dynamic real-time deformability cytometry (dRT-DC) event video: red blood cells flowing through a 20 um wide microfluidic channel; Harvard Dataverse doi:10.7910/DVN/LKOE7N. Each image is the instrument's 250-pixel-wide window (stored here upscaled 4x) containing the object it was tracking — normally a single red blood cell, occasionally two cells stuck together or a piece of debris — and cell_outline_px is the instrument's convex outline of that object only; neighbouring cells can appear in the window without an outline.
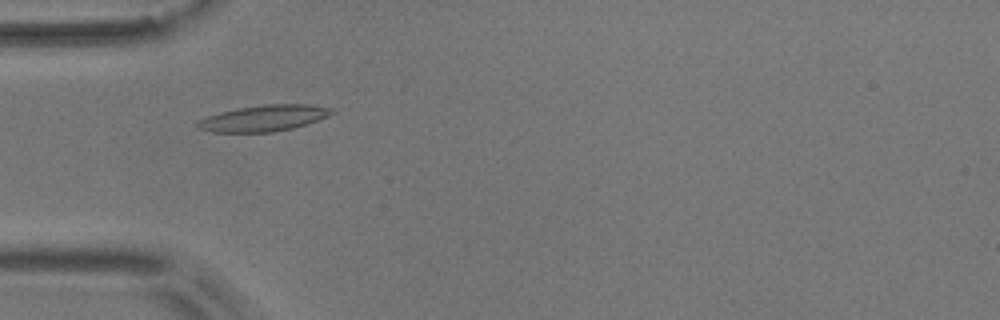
{"species": "common noctule bat (a hibernating species)", "species_latin": "Nyctalus noctula", "temperature_condition": "room temperature", "stored_images_in_passage": 43, "camera_frame_rate_fps": 3000, "um_per_image_px": 0.085, "animal": {"sex": "male", "body_mass_g": 17.9}, "frame": {"image": 1, "passage_image": 5, "time_ms": 1.333, "image_size_px": [1000, 320], "cell_outline_px": [[336, 112], [328, 116], [292, 128], [272, 132], [212, 132], [196, 128], [196, 120], [220, 112], [240, 108], [264, 104], [308, 104], [332, 108]], "centroid_in_image_um": [22.39, 10.04], "position_along_channel_um": 62.6, "area_um2": 20.35}}
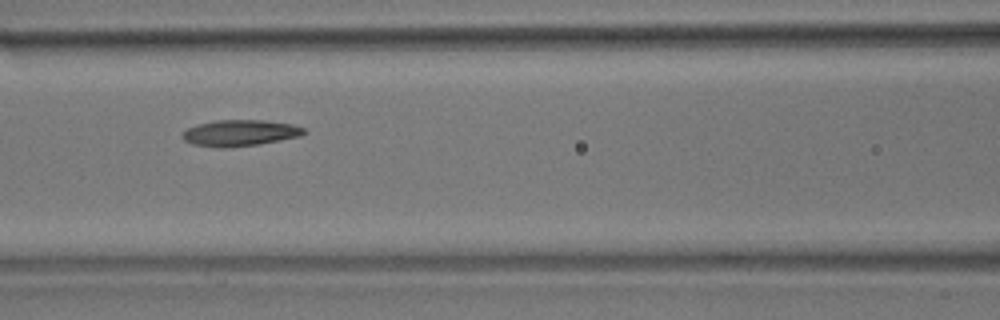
{"frame": {"image": 2, "passage_image": 12, "time_ms": 3.667, "image_size_px": [1000, 320], "cell_outline_px": [[308, 132], [300, 136], [260, 144], [228, 148], [220, 148], [192, 144], [184, 140], [180, 136], [188, 128], [196, 124], [216, 120], [264, 120], [292, 124], [304, 128]], "centroid_in_image_um": [20.39, 11.3], "position_along_channel_um": 146.2, "area_um2": 18.73}}
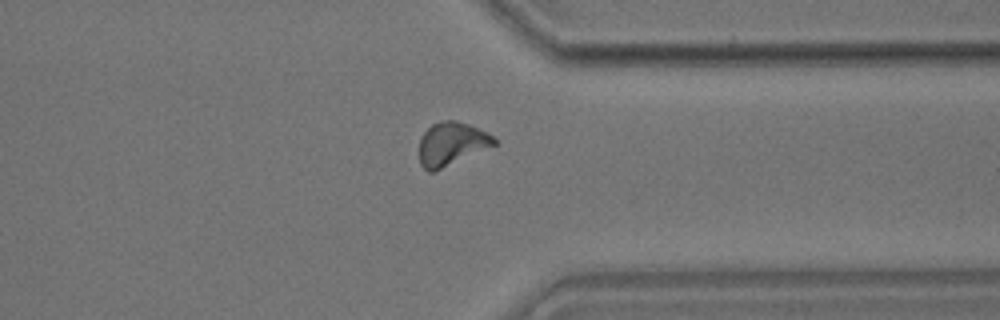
{"frame": {"image": 3, "passage_image": 31, "time_ms": 10.0, "image_size_px": [1000, 320], "cell_outline_px": [[496, 144], [432, 172], [428, 172], [420, 164], [420, 140], [424, 132], [432, 124], [444, 120], [456, 120], [468, 124], [488, 132], [496, 140]], "centroid_in_image_um": [38.37, 12.2], "position_along_channel_um": 373.0, "area_um2": 18.5}, "authors_computed_cell_mechanics": {"area_um2": 18.2648, "velocity_mm_per_s": 3.6259, "shape_relaxation_time_tau1_ms": 5.2169, "shape_relaxation_time_tau2_ms": null, "deformation_change_tau1": 0.1405, "deformation_change_tau2": null}}